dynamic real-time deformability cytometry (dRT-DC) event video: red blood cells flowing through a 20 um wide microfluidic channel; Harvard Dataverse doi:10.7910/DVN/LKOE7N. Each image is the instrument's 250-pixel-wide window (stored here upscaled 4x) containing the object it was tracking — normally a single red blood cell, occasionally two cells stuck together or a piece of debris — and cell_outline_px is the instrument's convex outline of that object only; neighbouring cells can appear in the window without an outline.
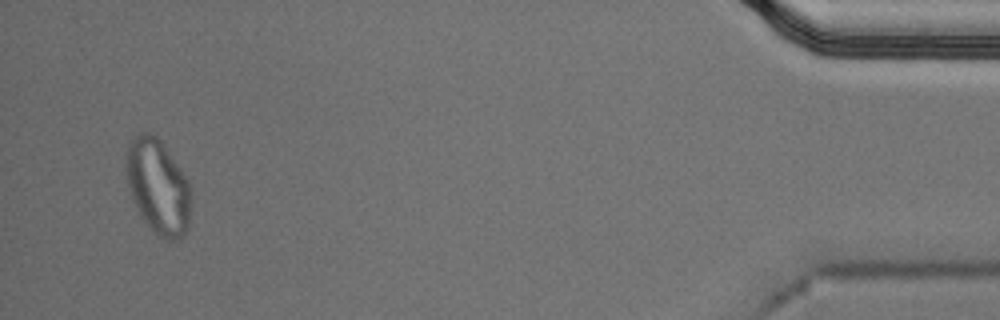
{"species": "Egyptian fruit bat (a non-hibernating species)", "species_latin": "Rousettus aegyptiacus", "temperature_condition": "cold", "stored_images_in_passage": 54, "segment_of_instrument_passage": [2, 2], "camera_frame_rate_fps": 3000, "um_per_image_px": 0.085, "animal": {"sex": "male"}, "frame": {"image": 1, "passage_image": 52, "time_ms": 17.0, "image_size_px": [1000, 320], "cell_outline_px": [[192, 200], [188, 228], [176, 240], [164, 240], [144, 220], [132, 196], [128, 184], [128, 144], [140, 132], [152, 132], [164, 144], [188, 180], [192, 188]], "centroid_in_image_um": [13.5, 15.85], "position_along_channel_um": 421.7, "area_um2": 35.26}}